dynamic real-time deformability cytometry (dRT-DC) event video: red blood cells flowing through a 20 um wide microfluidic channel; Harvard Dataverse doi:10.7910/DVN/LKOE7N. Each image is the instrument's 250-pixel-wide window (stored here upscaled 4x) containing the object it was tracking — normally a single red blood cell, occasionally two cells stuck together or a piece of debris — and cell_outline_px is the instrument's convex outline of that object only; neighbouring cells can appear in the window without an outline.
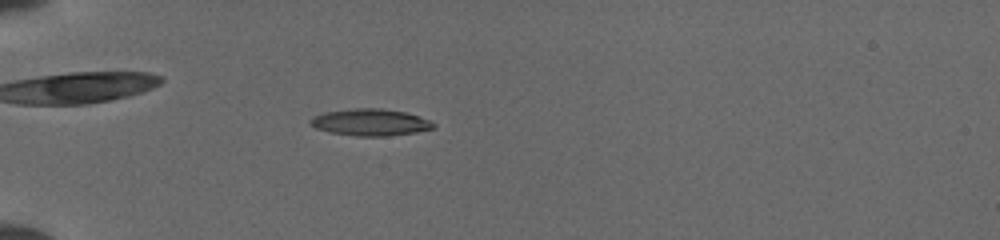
{"species": "common noctule bat (a hibernating species)", "species_latin": "Nyctalus noctula", "temperature_condition": "cold", "stored_images_in_passage": 51, "camera_frame_rate_fps": 3000, "um_per_image_px": 0.085, "animal": {"sex": "female", "body_mass_g": 19.5, "forearm_length_mm": 54.1}, "frame": {"image": 1, "passage_image": 17, "time_ms": 5.333, "image_size_px": [1000, 240], "cell_outline_px": [[436, 128], [416, 132], [384, 136], [356, 136], [328, 132], [316, 128], [308, 124], [308, 120], [312, 116], [324, 112], [356, 108], [380, 108], [404, 112], [428, 120], [436, 124]], "centroid_in_image_um": [31.42, 10.4], "position_along_channel_um": 53.6, "area_um2": 19.25}}
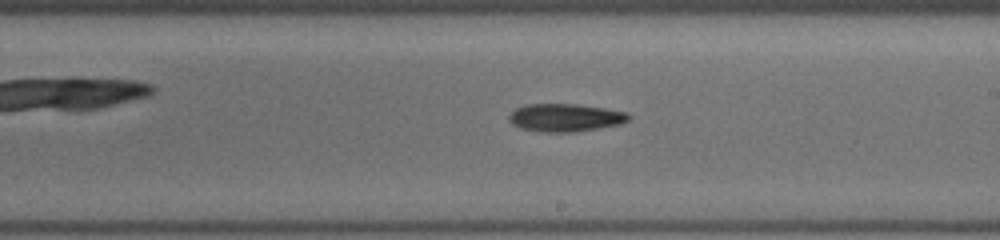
{"frame": {"image": 2, "passage_image": 32, "time_ms": 10.333, "image_size_px": [1000, 240], "cell_outline_px": [[632, 116], [628, 120], [620, 124], [600, 128], [576, 132], [540, 132], [520, 128], [512, 124], [508, 120], [508, 116], [516, 108], [524, 104], [576, 104], [604, 108], [628, 112]], "centroid_in_image_um": [48.04, 10.0], "position_along_channel_um": 241.0, "area_um2": 19.65}}
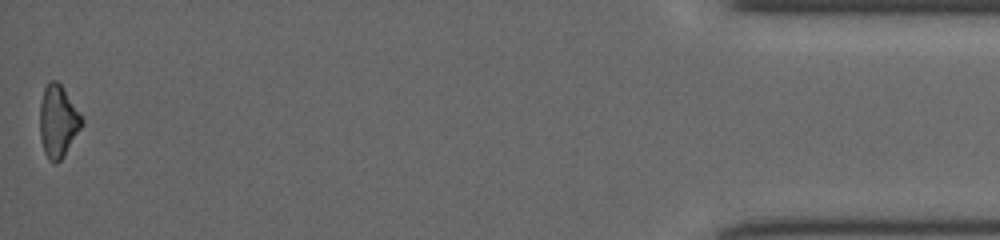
{"frame": {"image": 3, "passage_image": 51, "time_ms": 16.667, "image_size_px": [1000, 240], "cell_outline_px": [[84, 124], [64, 156], [56, 164], [52, 164], [48, 160], [44, 152], [40, 136], [40, 100], [44, 88], [48, 80], [56, 80], [60, 84], [84, 120]], "centroid_in_image_um": [4.92, 10.34], "position_along_channel_um": 430.3, "area_um2": 17.74}}